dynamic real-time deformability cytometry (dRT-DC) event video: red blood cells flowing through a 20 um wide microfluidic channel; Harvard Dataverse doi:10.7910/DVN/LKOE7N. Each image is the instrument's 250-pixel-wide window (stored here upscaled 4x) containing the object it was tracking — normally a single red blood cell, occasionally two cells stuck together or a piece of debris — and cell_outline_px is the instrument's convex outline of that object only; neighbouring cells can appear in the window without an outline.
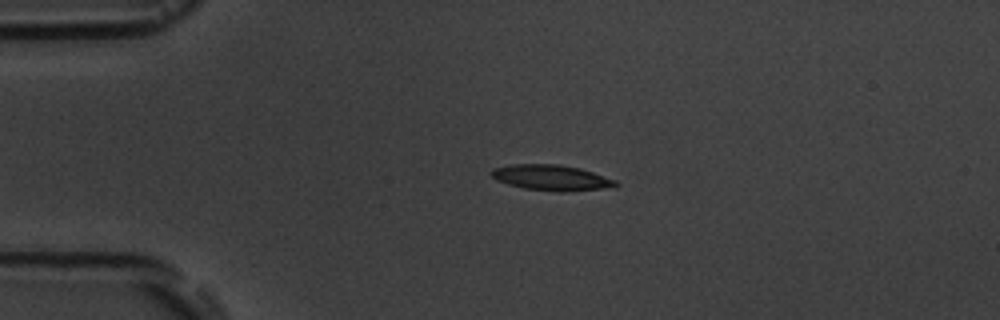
{"species": "common noctule bat (a hibernating species)", "species_latin": "Nyctalus noctula", "temperature_condition": "room temperature", "stored_images_in_passage": 4, "camera_frame_rate_fps": 3000, "um_per_image_px": 0.085, "animal": {"sex": "male", "body_mass_g": 19.5, "forearm_length_mm": 54.6}, "frame": {"image": 1, "passage_image": 3, "time_ms": 2.333, "image_size_px": [1000, 320], "cell_outline_px": [[620, 184], [616, 188], [564, 192], [560, 192], [524, 188], [508, 184], [496, 180], [488, 172], [492, 168], [512, 164], [560, 164], [580, 168], [616, 180]], "centroid_in_image_um": [46.91, 15.11], "position_along_channel_um": 38.1, "area_um2": 18.9}}